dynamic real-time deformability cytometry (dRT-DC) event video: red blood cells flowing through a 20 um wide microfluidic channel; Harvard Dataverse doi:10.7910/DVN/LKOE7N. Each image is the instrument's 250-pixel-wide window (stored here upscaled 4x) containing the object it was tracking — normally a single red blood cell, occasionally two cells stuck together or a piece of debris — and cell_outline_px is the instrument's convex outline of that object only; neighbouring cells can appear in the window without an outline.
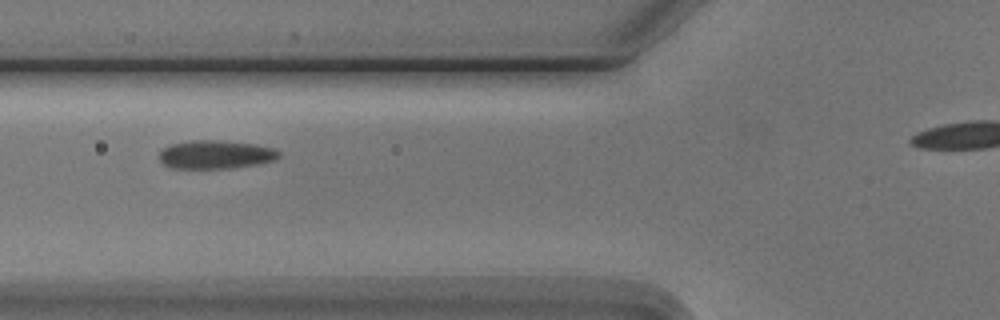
{"species": "Egyptian fruit bat (a non-hibernating species)", "species_latin": "Rousettus aegyptiacus", "temperature_condition": "cold", "stored_images_in_passage": 5, "segment_of_instrument_passage": [1, 2], "camera_frame_rate_fps": 3000, "um_per_image_px": 0.085, "animal": {"sex": "male"}, "frame": {"image": 1, "passage_image": 3, "time_ms": 2.333, "image_size_px": [1000, 320], "cell_outline_px": [[280, 156], [276, 160], [256, 164], [232, 168], [172, 168], [164, 164], [160, 160], [160, 148], [172, 144], [188, 140], [216, 140], [256, 144], [272, 148], [280, 152]], "centroid_in_image_um": [18.32, 13.13], "position_along_channel_um": 107.5, "area_um2": 19.88}}
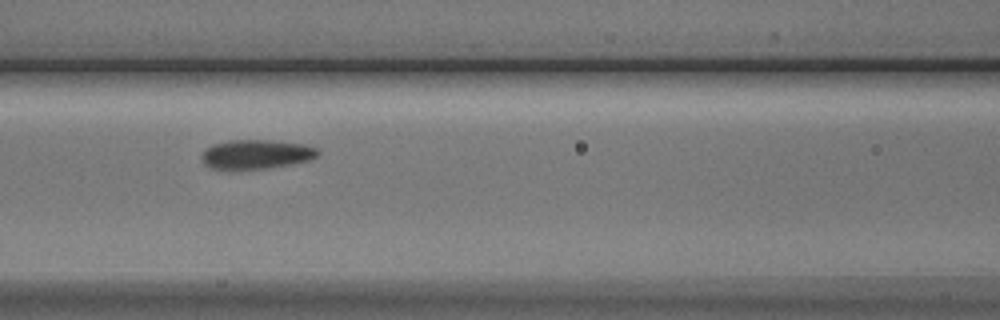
{"frame": {"image": 2, "passage_image": 4, "time_ms": 3.333, "image_size_px": [1000, 320], "cell_outline_px": [[320, 152], [316, 156], [308, 160], [292, 164], [268, 168], [228, 172], [212, 168], [204, 164], [200, 156], [204, 148], [212, 144], [228, 140], [268, 140], [300, 144], [316, 148]], "centroid_in_image_um": [21.66, 13.15], "position_along_channel_um": 144.9, "area_um2": 20.35}}